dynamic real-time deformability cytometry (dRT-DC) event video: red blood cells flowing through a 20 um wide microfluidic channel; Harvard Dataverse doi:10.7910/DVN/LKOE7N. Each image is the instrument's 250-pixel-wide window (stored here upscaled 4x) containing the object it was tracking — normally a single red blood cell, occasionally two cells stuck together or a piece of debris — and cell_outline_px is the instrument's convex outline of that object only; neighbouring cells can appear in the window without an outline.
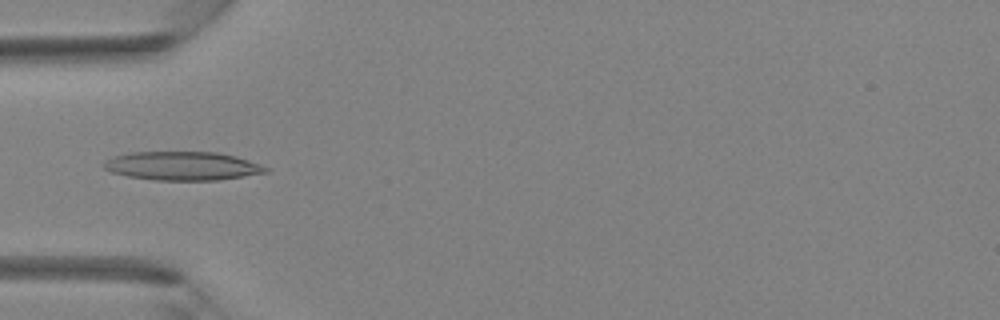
{"species": "Egyptian fruit bat (a non-hibernating species)", "species_latin": "Rousettus aegyptiacus", "temperature_condition": "room temperature", "stored_images_in_passage": 4, "camera_frame_rate_fps": 3000, "um_per_image_px": 0.085, "animal": {"sex": "female"}, "frame": {"image": 1, "passage_image": 3, "time_ms": 2.333, "image_size_px": [1000, 320], "cell_outline_px": [[268, 172], [220, 180], [152, 180], [128, 176], [112, 172], [104, 168], [100, 164], [112, 156], [128, 152], [216, 152], [236, 156], [260, 164], [268, 168]], "centroid_in_image_um": [15.47, 14.1], "position_along_channel_um": 69.5, "area_um2": 27.17}}
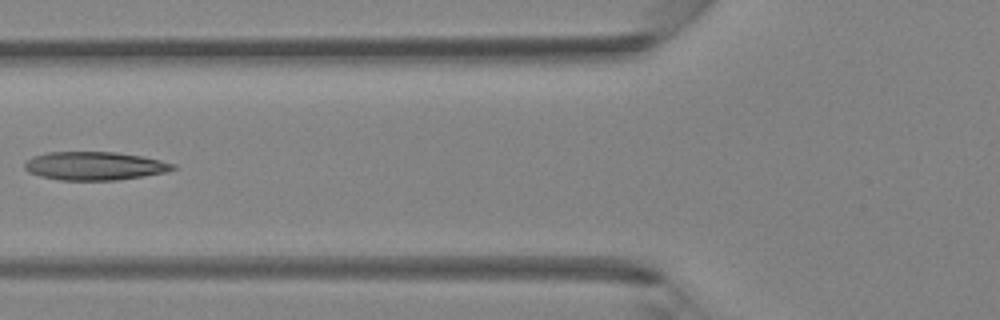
{"frame": {"image": 2, "passage_image": 4, "time_ms": 3.333, "image_size_px": [1000, 320], "cell_outline_px": [[176, 168], [164, 172], [144, 176], [116, 180], [60, 180], [40, 176], [28, 172], [24, 168], [24, 164], [32, 156], [48, 152], [116, 152], [144, 156], [176, 164]], "centroid_in_image_um": [8.04, 14.1], "position_along_channel_um": 117.8, "area_um2": 24.57}}